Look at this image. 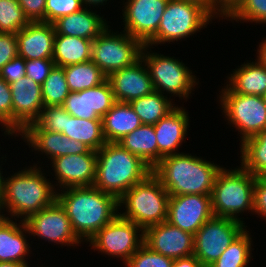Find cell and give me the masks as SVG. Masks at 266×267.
<instances>
[{
    "instance_id": "obj_1",
    "label": "cell",
    "mask_w": 266,
    "mask_h": 267,
    "mask_svg": "<svg viewBox=\"0 0 266 267\" xmlns=\"http://www.w3.org/2000/svg\"><path fill=\"white\" fill-rule=\"evenodd\" d=\"M62 190L57 192V201L65 209L74 232L82 242L83 237L88 242L119 214V200L94 186Z\"/></svg>"
},
{
    "instance_id": "obj_2",
    "label": "cell",
    "mask_w": 266,
    "mask_h": 267,
    "mask_svg": "<svg viewBox=\"0 0 266 267\" xmlns=\"http://www.w3.org/2000/svg\"><path fill=\"white\" fill-rule=\"evenodd\" d=\"M222 167L191 154L177 153L162 158L152 173L169 196L211 195L217 173Z\"/></svg>"
},
{
    "instance_id": "obj_3",
    "label": "cell",
    "mask_w": 266,
    "mask_h": 267,
    "mask_svg": "<svg viewBox=\"0 0 266 267\" xmlns=\"http://www.w3.org/2000/svg\"><path fill=\"white\" fill-rule=\"evenodd\" d=\"M97 153L94 187L118 200L135 184L143 181L152 168L118 142H106Z\"/></svg>"
},
{
    "instance_id": "obj_4",
    "label": "cell",
    "mask_w": 266,
    "mask_h": 267,
    "mask_svg": "<svg viewBox=\"0 0 266 267\" xmlns=\"http://www.w3.org/2000/svg\"><path fill=\"white\" fill-rule=\"evenodd\" d=\"M29 168L5 178L0 195L2 208H6L12 218H23L22 221L57 200L55 187L47 181L41 168L37 165Z\"/></svg>"
},
{
    "instance_id": "obj_5",
    "label": "cell",
    "mask_w": 266,
    "mask_h": 267,
    "mask_svg": "<svg viewBox=\"0 0 266 267\" xmlns=\"http://www.w3.org/2000/svg\"><path fill=\"white\" fill-rule=\"evenodd\" d=\"M256 177L242 166L234 170L222 167L211 192L213 216L242 221L237 214L245 210L253 212Z\"/></svg>"
},
{
    "instance_id": "obj_6",
    "label": "cell",
    "mask_w": 266,
    "mask_h": 267,
    "mask_svg": "<svg viewBox=\"0 0 266 267\" xmlns=\"http://www.w3.org/2000/svg\"><path fill=\"white\" fill-rule=\"evenodd\" d=\"M168 200L169 193L160 180L150 173L119 199V207L125 205L126 209L119 214L145 230L167 221Z\"/></svg>"
},
{
    "instance_id": "obj_7",
    "label": "cell",
    "mask_w": 266,
    "mask_h": 267,
    "mask_svg": "<svg viewBox=\"0 0 266 267\" xmlns=\"http://www.w3.org/2000/svg\"><path fill=\"white\" fill-rule=\"evenodd\" d=\"M212 17L200 4L185 0H169L157 34L146 45L152 46L188 38L203 26H207Z\"/></svg>"
},
{
    "instance_id": "obj_8",
    "label": "cell",
    "mask_w": 266,
    "mask_h": 267,
    "mask_svg": "<svg viewBox=\"0 0 266 267\" xmlns=\"http://www.w3.org/2000/svg\"><path fill=\"white\" fill-rule=\"evenodd\" d=\"M107 26L93 40L91 60L107 75L133 65L141 58L143 44L128 33H111Z\"/></svg>"
},
{
    "instance_id": "obj_9",
    "label": "cell",
    "mask_w": 266,
    "mask_h": 267,
    "mask_svg": "<svg viewBox=\"0 0 266 267\" xmlns=\"http://www.w3.org/2000/svg\"><path fill=\"white\" fill-rule=\"evenodd\" d=\"M148 48V45L143 46L141 58L149 71L154 91L162 94L166 91L186 99L197 84L195 75L178 59L147 52Z\"/></svg>"
},
{
    "instance_id": "obj_10",
    "label": "cell",
    "mask_w": 266,
    "mask_h": 267,
    "mask_svg": "<svg viewBox=\"0 0 266 267\" xmlns=\"http://www.w3.org/2000/svg\"><path fill=\"white\" fill-rule=\"evenodd\" d=\"M225 88L220 92V104L228 122L240 132L243 143L266 128V103L262 96L243 95Z\"/></svg>"
},
{
    "instance_id": "obj_11",
    "label": "cell",
    "mask_w": 266,
    "mask_h": 267,
    "mask_svg": "<svg viewBox=\"0 0 266 267\" xmlns=\"http://www.w3.org/2000/svg\"><path fill=\"white\" fill-rule=\"evenodd\" d=\"M244 227L243 221L212 216L194 235L193 255L208 267L245 230Z\"/></svg>"
},
{
    "instance_id": "obj_12",
    "label": "cell",
    "mask_w": 266,
    "mask_h": 267,
    "mask_svg": "<svg viewBox=\"0 0 266 267\" xmlns=\"http://www.w3.org/2000/svg\"><path fill=\"white\" fill-rule=\"evenodd\" d=\"M140 231L141 234H138ZM88 242L94 250L97 249L101 253L121 258V261L123 260L125 264L144 244V230L118 214Z\"/></svg>"
},
{
    "instance_id": "obj_13",
    "label": "cell",
    "mask_w": 266,
    "mask_h": 267,
    "mask_svg": "<svg viewBox=\"0 0 266 267\" xmlns=\"http://www.w3.org/2000/svg\"><path fill=\"white\" fill-rule=\"evenodd\" d=\"M24 223L29 235L62 245H78L81 240L73 230L65 209L56 200L49 207L29 216Z\"/></svg>"
},
{
    "instance_id": "obj_14",
    "label": "cell",
    "mask_w": 266,
    "mask_h": 267,
    "mask_svg": "<svg viewBox=\"0 0 266 267\" xmlns=\"http://www.w3.org/2000/svg\"><path fill=\"white\" fill-rule=\"evenodd\" d=\"M169 0H128L123 10L124 30L146 45L156 34Z\"/></svg>"
},
{
    "instance_id": "obj_15",
    "label": "cell",
    "mask_w": 266,
    "mask_h": 267,
    "mask_svg": "<svg viewBox=\"0 0 266 267\" xmlns=\"http://www.w3.org/2000/svg\"><path fill=\"white\" fill-rule=\"evenodd\" d=\"M212 216L211 195L169 196L167 222L185 232L195 235Z\"/></svg>"
},
{
    "instance_id": "obj_16",
    "label": "cell",
    "mask_w": 266,
    "mask_h": 267,
    "mask_svg": "<svg viewBox=\"0 0 266 267\" xmlns=\"http://www.w3.org/2000/svg\"><path fill=\"white\" fill-rule=\"evenodd\" d=\"M144 244L175 260L193 255L194 235L164 221L144 230Z\"/></svg>"
},
{
    "instance_id": "obj_17",
    "label": "cell",
    "mask_w": 266,
    "mask_h": 267,
    "mask_svg": "<svg viewBox=\"0 0 266 267\" xmlns=\"http://www.w3.org/2000/svg\"><path fill=\"white\" fill-rule=\"evenodd\" d=\"M12 95L13 134L34 123L44 107L41 85L30 77L9 84Z\"/></svg>"
},
{
    "instance_id": "obj_18",
    "label": "cell",
    "mask_w": 266,
    "mask_h": 267,
    "mask_svg": "<svg viewBox=\"0 0 266 267\" xmlns=\"http://www.w3.org/2000/svg\"><path fill=\"white\" fill-rule=\"evenodd\" d=\"M115 102L111 84L107 79L96 87L70 92L62 106L73 117L102 120Z\"/></svg>"
},
{
    "instance_id": "obj_19",
    "label": "cell",
    "mask_w": 266,
    "mask_h": 267,
    "mask_svg": "<svg viewBox=\"0 0 266 267\" xmlns=\"http://www.w3.org/2000/svg\"><path fill=\"white\" fill-rule=\"evenodd\" d=\"M60 188L93 186L96 176L97 153L71 154L51 160Z\"/></svg>"
},
{
    "instance_id": "obj_20",
    "label": "cell",
    "mask_w": 266,
    "mask_h": 267,
    "mask_svg": "<svg viewBox=\"0 0 266 267\" xmlns=\"http://www.w3.org/2000/svg\"><path fill=\"white\" fill-rule=\"evenodd\" d=\"M107 79L116 102L130 103L154 91L152 79L142 58L129 67L112 72Z\"/></svg>"
},
{
    "instance_id": "obj_21",
    "label": "cell",
    "mask_w": 266,
    "mask_h": 267,
    "mask_svg": "<svg viewBox=\"0 0 266 267\" xmlns=\"http://www.w3.org/2000/svg\"><path fill=\"white\" fill-rule=\"evenodd\" d=\"M21 135L34 150L41 151L49 159L71 154H85L90 148L84 143L70 139L59 132L40 129L35 123L28 125Z\"/></svg>"
},
{
    "instance_id": "obj_22",
    "label": "cell",
    "mask_w": 266,
    "mask_h": 267,
    "mask_svg": "<svg viewBox=\"0 0 266 267\" xmlns=\"http://www.w3.org/2000/svg\"><path fill=\"white\" fill-rule=\"evenodd\" d=\"M16 36L18 55L25 60L52 59L56 36L53 23L29 22Z\"/></svg>"
},
{
    "instance_id": "obj_23",
    "label": "cell",
    "mask_w": 266,
    "mask_h": 267,
    "mask_svg": "<svg viewBox=\"0 0 266 267\" xmlns=\"http://www.w3.org/2000/svg\"><path fill=\"white\" fill-rule=\"evenodd\" d=\"M187 113L183 107L177 106L154 125L158 162L166 156L177 154L178 147L185 141L189 125Z\"/></svg>"
},
{
    "instance_id": "obj_24",
    "label": "cell",
    "mask_w": 266,
    "mask_h": 267,
    "mask_svg": "<svg viewBox=\"0 0 266 267\" xmlns=\"http://www.w3.org/2000/svg\"><path fill=\"white\" fill-rule=\"evenodd\" d=\"M84 7L53 22L56 35L75 36L94 40L108 26L103 17Z\"/></svg>"
},
{
    "instance_id": "obj_25",
    "label": "cell",
    "mask_w": 266,
    "mask_h": 267,
    "mask_svg": "<svg viewBox=\"0 0 266 267\" xmlns=\"http://www.w3.org/2000/svg\"><path fill=\"white\" fill-rule=\"evenodd\" d=\"M20 224L8 217L0 222V262L28 263L24 258L30 252V246L24 233L29 231L24 221Z\"/></svg>"
},
{
    "instance_id": "obj_26",
    "label": "cell",
    "mask_w": 266,
    "mask_h": 267,
    "mask_svg": "<svg viewBox=\"0 0 266 267\" xmlns=\"http://www.w3.org/2000/svg\"><path fill=\"white\" fill-rule=\"evenodd\" d=\"M101 119L106 142H118L142 125L131 105L125 102H115Z\"/></svg>"
},
{
    "instance_id": "obj_27",
    "label": "cell",
    "mask_w": 266,
    "mask_h": 267,
    "mask_svg": "<svg viewBox=\"0 0 266 267\" xmlns=\"http://www.w3.org/2000/svg\"><path fill=\"white\" fill-rule=\"evenodd\" d=\"M228 79L227 87L234 93L256 96L266 93V67L258 60L242 64Z\"/></svg>"
},
{
    "instance_id": "obj_28",
    "label": "cell",
    "mask_w": 266,
    "mask_h": 267,
    "mask_svg": "<svg viewBox=\"0 0 266 267\" xmlns=\"http://www.w3.org/2000/svg\"><path fill=\"white\" fill-rule=\"evenodd\" d=\"M93 40L75 36L56 35L53 61L55 66L65 67L91 60Z\"/></svg>"
},
{
    "instance_id": "obj_29",
    "label": "cell",
    "mask_w": 266,
    "mask_h": 267,
    "mask_svg": "<svg viewBox=\"0 0 266 267\" xmlns=\"http://www.w3.org/2000/svg\"><path fill=\"white\" fill-rule=\"evenodd\" d=\"M118 143L132 154L139 156L151 168L158 163V144L154 125L142 124Z\"/></svg>"
},
{
    "instance_id": "obj_30",
    "label": "cell",
    "mask_w": 266,
    "mask_h": 267,
    "mask_svg": "<svg viewBox=\"0 0 266 267\" xmlns=\"http://www.w3.org/2000/svg\"><path fill=\"white\" fill-rule=\"evenodd\" d=\"M62 134L84 143L94 151H98L106 143L102 132V120L80 119L69 114Z\"/></svg>"
},
{
    "instance_id": "obj_31",
    "label": "cell",
    "mask_w": 266,
    "mask_h": 267,
    "mask_svg": "<svg viewBox=\"0 0 266 267\" xmlns=\"http://www.w3.org/2000/svg\"><path fill=\"white\" fill-rule=\"evenodd\" d=\"M142 124L155 125L175 107L172 101L158 91L135 99L129 103ZM174 105V106H173Z\"/></svg>"
},
{
    "instance_id": "obj_32",
    "label": "cell",
    "mask_w": 266,
    "mask_h": 267,
    "mask_svg": "<svg viewBox=\"0 0 266 267\" xmlns=\"http://www.w3.org/2000/svg\"><path fill=\"white\" fill-rule=\"evenodd\" d=\"M63 68L70 92H80L96 87L108 78L92 60Z\"/></svg>"
},
{
    "instance_id": "obj_33",
    "label": "cell",
    "mask_w": 266,
    "mask_h": 267,
    "mask_svg": "<svg viewBox=\"0 0 266 267\" xmlns=\"http://www.w3.org/2000/svg\"><path fill=\"white\" fill-rule=\"evenodd\" d=\"M241 166L255 176L266 170V128L241 143Z\"/></svg>"
},
{
    "instance_id": "obj_34",
    "label": "cell",
    "mask_w": 266,
    "mask_h": 267,
    "mask_svg": "<svg viewBox=\"0 0 266 267\" xmlns=\"http://www.w3.org/2000/svg\"><path fill=\"white\" fill-rule=\"evenodd\" d=\"M245 229L208 267H246L251 259V237Z\"/></svg>"
},
{
    "instance_id": "obj_35",
    "label": "cell",
    "mask_w": 266,
    "mask_h": 267,
    "mask_svg": "<svg viewBox=\"0 0 266 267\" xmlns=\"http://www.w3.org/2000/svg\"><path fill=\"white\" fill-rule=\"evenodd\" d=\"M44 106H62L70 91L63 67L54 66L41 85Z\"/></svg>"
},
{
    "instance_id": "obj_36",
    "label": "cell",
    "mask_w": 266,
    "mask_h": 267,
    "mask_svg": "<svg viewBox=\"0 0 266 267\" xmlns=\"http://www.w3.org/2000/svg\"><path fill=\"white\" fill-rule=\"evenodd\" d=\"M28 23L17 0H0V32L16 34Z\"/></svg>"
},
{
    "instance_id": "obj_37",
    "label": "cell",
    "mask_w": 266,
    "mask_h": 267,
    "mask_svg": "<svg viewBox=\"0 0 266 267\" xmlns=\"http://www.w3.org/2000/svg\"><path fill=\"white\" fill-rule=\"evenodd\" d=\"M66 118H69V113L63 106H44L34 123L42 130L62 133L65 130Z\"/></svg>"
},
{
    "instance_id": "obj_38",
    "label": "cell",
    "mask_w": 266,
    "mask_h": 267,
    "mask_svg": "<svg viewBox=\"0 0 266 267\" xmlns=\"http://www.w3.org/2000/svg\"><path fill=\"white\" fill-rule=\"evenodd\" d=\"M125 265L126 267H172L173 259L152 251L143 244Z\"/></svg>"
},
{
    "instance_id": "obj_39",
    "label": "cell",
    "mask_w": 266,
    "mask_h": 267,
    "mask_svg": "<svg viewBox=\"0 0 266 267\" xmlns=\"http://www.w3.org/2000/svg\"><path fill=\"white\" fill-rule=\"evenodd\" d=\"M236 21L266 23V0H242L241 4L228 17Z\"/></svg>"
},
{
    "instance_id": "obj_40",
    "label": "cell",
    "mask_w": 266,
    "mask_h": 267,
    "mask_svg": "<svg viewBox=\"0 0 266 267\" xmlns=\"http://www.w3.org/2000/svg\"><path fill=\"white\" fill-rule=\"evenodd\" d=\"M83 8L82 0H46L45 22L53 23L58 18L78 12Z\"/></svg>"
},
{
    "instance_id": "obj_41",
    "label": "cell",
    "mask_w": 266,
    "mask_h": 267,
    "mask_svg": "<svg viewBox=\"0 0 266 267\" xmlns=\"http://www.w3.org/2000/svg\"><path fill=\"white\" fill-rule=\"evenodd\" d=\"M0 122L5 127L4 134H13V111L10 85L0 77ZM7 132V133H6Z\"/></svg>"
},
{
    "instance_id": "obj_42",
    "label": "cell",
    "mask_w": 266,
    "mask_h": 267,
    "mask_svg": "<svg viewBox=\"0 0 266 267\" xmlns=\"http://www.w3.org/2000/svg\"><path fill=\"white\" fill-rule=\"evenodd\" d=\"M26 77H30L34 82L42 83L48 77L50 71L54 68L53 59H34L26 60Z\"/></svg>"
},
{
    "instance_id": "obj_43",
    "label": "cell",
    "mask_w": 266,
    "mask_h": 267,
    "mask_svg": "<svg viewBox=\"0 0 266 267\" xmlns=\"http://www.w3.org/2000/svg\"><path fill=\"white\" fill-rule=\"evenodd\" d=\"M16 56H18L16 34L0 32V70Z\"/></svg>"
},
{
    "instance_id": "obj_44",
    "label": "cell",
    "mask_w": 266,
    "mask_h": 267,
    "mask_svg": "<svg viewBox=\"0 0 266 267\" xmlns=\"http://www.w3.org/2000/svg\"><path fill=\"white\" fill-rule=\"evenodd\" d=\"M25 59L21 56H16L8 62L1 70L0 77L8 84L14 83L17 80L26 76Z\"/></svg>"
},
{
    "instance_id": "obj_45",
    "label": "cell",
    "mask_w": 266,
    "mask_h": 267,
    "mask_svg": "<svg viewBox=\"0 0 266 267\" xmlns=\"http://www.w3.org/2000/svg\"><path fill=\"white\" fill-rule=\"evenodd\" d=\"M29 22H45L46 0H17Z\"/></svg>"
},
{
    "instance_id": "obj_46",
    "label": "cell",
    "mask_w": 266,
    "mask_h": 267,
    "mask_svg": "<svg viewBox=\"0 0 266 267\" xmlns=\"http://www.w3.org/2000/svg\"><path fill=\"white\" fill-rule=\"evenodd\" d=\"M253 212L266 220V181L260 176L255 178Z\"/></svg>"
},
{
    "instance_id": "obj_47",
    "label": "cell",
    "mask_w": 266,
    "mask_h": 267,
    "mask_svg": "<svg viewBox=\"0 0 266 267\" xmlns=\"http://www.w3.org/2000/svg\"><path fill=\"white\" fill-rule=\"evenodd\" d=\"M241 2L242 0H211V15L213 18L215 15L229 17Z\"/></svg>"
},
{
    "instance_id": "obj_48",
    "label": "cell",
    "mask_w": 266,
    "mask_h": 267,
    "mask_svg": "<svg viewBox=\"0 0 266 267\" xmlns=\"http://www.w3.org/2000/svg\"><path fill=\"white\" fill-rule=\"evenodd\" d=\"M172 267H204L194 256L184 257L173 260Z\"/></svg>"
},
{
    "instance_id": "obj_49",
    "label": "cell",
    "mask_w": 266,
    "mask_h": 267,
    "mask_svg": "<svg viewBox=\"0 0 266 267\" xmlns=\"http://www.w3.org/2000/svg\"><path fill=\"white\" fill-rule=\"evenodd\" d=\"M259 48L260 49L257 50V60L266 67V39L261 43V45L259 44Z\"/></svg>"
},
{
    "instance_id": "obj_50",
    "label": "cell",
    "mask_w": 266,
    "mask_h": 267,
    "mask_svg": "<svg viewBox=\"0 0 266 267\" xmlns=\"http://www.w3.org/2000/svg\"><path fill=\"white\" fill-rule=\"evenodd\" d=\"M200 4L211 14V0H185Z\"/></svg>"
},
{
    "instance_id": "obj_51",
    "label": "cell",
    "mask_w": 266,
    "mask_h": 267,
    "mask_svg": "<svg viewBox=\"0 0 266 267\" xmlns=\"http://www.w3.org/2000/svg\"><path fill=\"white\" fill-rule=\"evenodd\" d=\"M0 267H29L26 263L19 262H0Z\"/></svg>"
},
{
    "instance_id": "obj_52",
    "label": "cell",
    "mask_w": 266,
    "mask_h": 267,
    "mask_svg": "<svg viewBox=\"0 0 266 267\" xmlns=\"http://www.w3.org/2000/svg\"><path fill=\"white\" fill-rule=\"evenodd\" d=\"M108 0H82L83 4L87 7V4L90 6L91 8V5H96L98 6L99 4L102 5L104 2H107Z\"/></svg>"
},
{
    "instance_id": "obj_53",
    "label": "cell",
    "mask_w": 266,
    "mask_h": 267,
    "mask_svg": "<svg viewBox=\"0 0 266 267\" xmlns=\"http://www.w3.org/2000/svg\"><path fill=\"white\" fill-rule=\"evenodd\" d=\"M4 180H5V178L2 176L1 169H0V195H1L2 190H3Z\"/></svg>"
},
{
    "instance_id": "obj_54",
    "label": "cell",
    "mask_w": 266,
    "mask_h": 267,
    "mask_svg": "<svg viewBox=\"0 0 266 267\" xmlns=\"http://www.w3.org/2000/svg\"><path fill=\"white\" fill-rule=\"evenodd\" d=\"M2 206H1V202H0V213H1V210H2ZM5 218V216L3 214H0V222Z\"/></svg>"
},
{
    "instance_id": "obj_55",
    "label": "cell",
    "mask_w": 266,
    "mask_h": 267,
    "mask_svg": "<svg viewBox=\"0 0 266 267\" xmlns=\"http://www.w3.org/2000/svg\"><path fill=\"white\" fill-rule=\"evenodd\" d=\"M260 177L264 180H266V170L260 175Z\"/></svg>"
},
{
    "instance_id": "obj_56",
    "label": "cell",
    "mask_w": 266,
    "mask_h": 267,
    "mask_svg": "<svg viewBox=\"0 0 266 267\" xmlns=\"http://www.w3.org/2000/svg\"><path fill=\"white\" fill-rule=\"evenodd\" d=\"M262 97L264 99V102L266 103V93Z\"/></svg>"
}]
</instances>
